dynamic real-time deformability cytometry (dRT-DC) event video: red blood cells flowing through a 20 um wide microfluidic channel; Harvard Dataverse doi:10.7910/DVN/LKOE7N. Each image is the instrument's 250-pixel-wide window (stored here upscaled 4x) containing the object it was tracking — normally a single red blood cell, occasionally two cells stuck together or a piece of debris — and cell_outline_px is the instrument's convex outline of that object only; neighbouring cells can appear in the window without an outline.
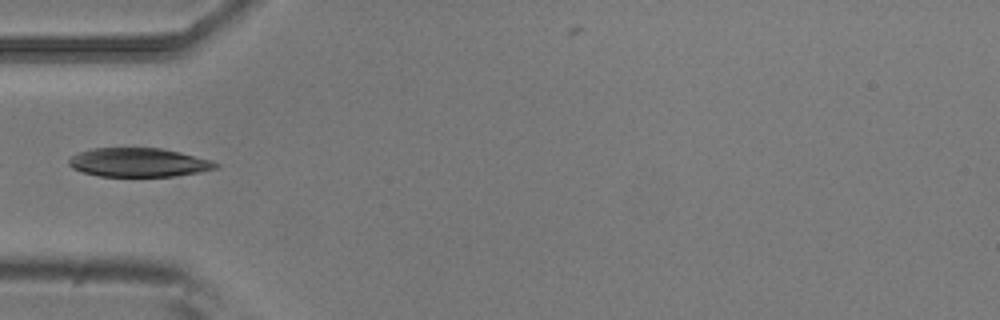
{"species": "common noctule bat (a hibernating species)", "species_latin": "Nyctalus noctula", "temperature_condition": "room temperature", "stored_images_in_passage": 6, "camera_frame_rate_fps": 3000, "um_per_image_px": 0.085, "animal": {"sex": "male", "body_mass_g": 20.5, "forearm_length_mm": 52.5}, "frame": {"image": 1, "passage_image": 6, "time_ms": 1.667, "image_size_px": [1000, 320], "cell_outline_px": [[220, 164], [216, 168], [200, 172], [176, 176], [100, 176], [84, 172], [72, 168], [68, 164], [68, 160], [72, 156], [80, 152], [92, 148], [160, 148], [180, 152], [212, 160]], "centroid_in_image_um": [11.8, 13.8], "position_along_channel_um": 73.2, "area_um2": 24.62}}